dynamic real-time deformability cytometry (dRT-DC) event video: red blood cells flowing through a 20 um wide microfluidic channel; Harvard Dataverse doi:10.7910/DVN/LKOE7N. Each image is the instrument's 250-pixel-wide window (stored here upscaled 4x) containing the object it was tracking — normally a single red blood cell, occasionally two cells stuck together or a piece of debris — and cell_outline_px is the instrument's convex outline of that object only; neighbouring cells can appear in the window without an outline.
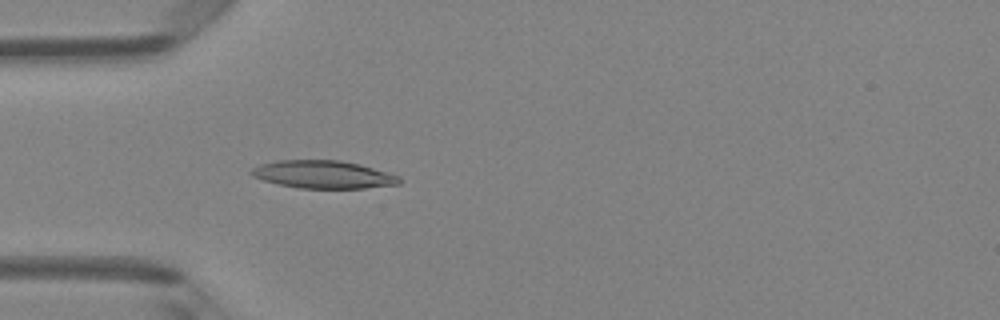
{"species": "Egyptian fruit bat (a non-hibernating species)", "species_latin": "Rousettus aegyptiacus", "temperature_condition": "room temperature", "stored_images_in_passage": 49, "camera_frame_rate_fps": 3000, "um_per_image_px": 0.085, "animal": {"sex": "female"}, "frame": {"image": 1, "passage_image": 15, "time_ms": 4.667, "image_size_px": [1000, 320], "cell_outline_px": [[400, 184], [364, 188], [300, 188], [280, 184], [264, 180], [252, 176], [248, 172], [252, 168], [260, 164], [276, 160], [340, 160], [360, 164], [388, 172], [400, 176]], "centroid_in_image_um": [27.48, 14.82], "position_along_channel_um": 57.5, "area_um2": 23.99}}
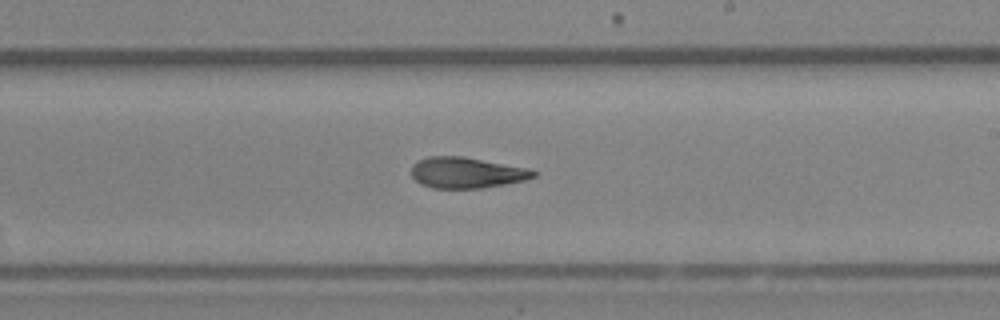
{"frame": {"image": 2, "passage_image": 29, "time_ms": 9.333, "image_size_px": [1000, 320], "cell_outline_px": [[536, 176], [524, 180], [484, 188], [432, 188], [420, 184], [412, 176], [412, 164], [428, 156], [464, 156], [528, 168], [536, 172]], "centroid_in_image_um": [39.64, 14.67], "position_along_channel_um": 249.4, "area_um2": 21.96}}
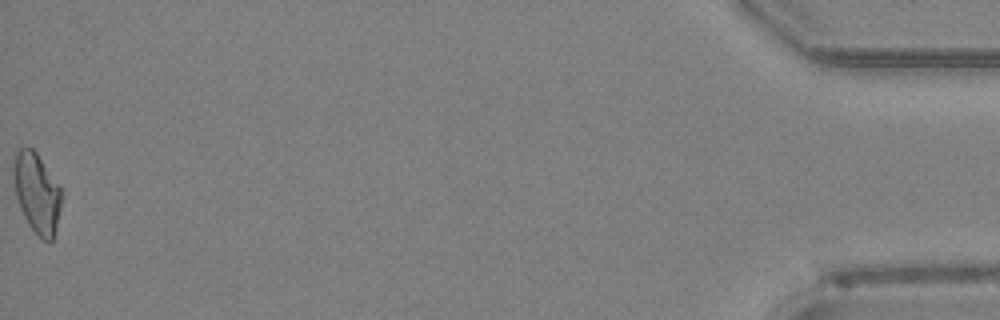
{"frame": {"image": 3, "passage_image": 49, "time_ms": 16.0, "image_size_px": [1000, 320], "cell_outline_px": [[60, 208], [56, 228], [52, 240], [48, 244], [28, 224], [20, 208], [16, 196], [12, 176], [12, 168], [16, 152], [20, 148], [32, 148], [36, 152], [60, 188]], "centroid_in_image_um": [3.09, 16.4], "position_along_channel_um": 432.1, "area_um2": 21.96}, "authors_computed_cell_mechanics": {"area_um2": 22.5998, "velocity_mm_per_s": 4.226, "shape_relaxation_time_tau1_ms": 7.0621, "shape_relaxation_time_tau2_ms": 4.7914, "deformation_change_tau1": 0.2067, "deformation_change_tau2": 0.1325}}